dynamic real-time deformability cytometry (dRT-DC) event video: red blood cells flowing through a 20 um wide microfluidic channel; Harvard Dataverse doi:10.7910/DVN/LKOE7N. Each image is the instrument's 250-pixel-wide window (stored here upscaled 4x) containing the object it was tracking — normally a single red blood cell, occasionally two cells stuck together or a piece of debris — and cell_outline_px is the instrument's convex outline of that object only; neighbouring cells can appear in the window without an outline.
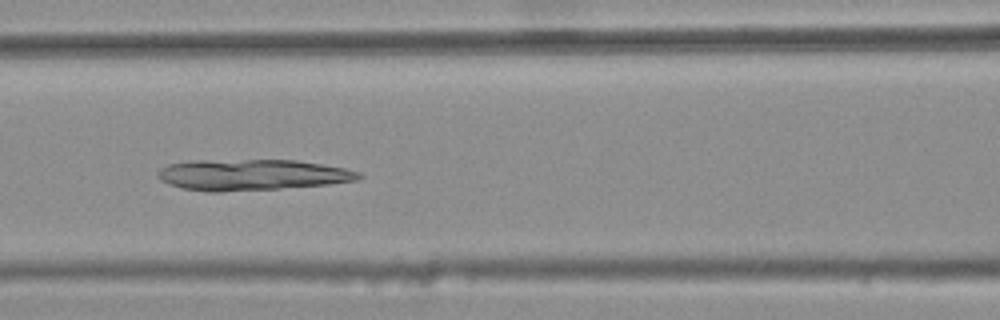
{"species": "common noctule bat (a hibernating species)", "species_latin": "Nyctalus noctula", "temperature_condition": "warm", "stored_images_in_passage": 8, "camera_frame_rate_fps": 3000, "um_per_image_px": 0.085, "animal": {"sex": "female", "body_mass_g": 25.1}, "frame": {"image": 1, "passage_image": 7, "time_ms": 2.0, "image_size_px": [1000, 320], "cell_outline_px": [[364, 176], [360, 180], [328, 184], [280, 188], [220, 192], [208, 192], [180, 188], [168, 184], [160, 180], [156, 176], [156, 172], [160, 168], [168, 164], [192, 160], [296, 160], [344, 168], [360, 172]], "centroid_in_image_um": [21.37, 14.86], "position_along_channel_um": 145.2, "area_um2": 36.59}}
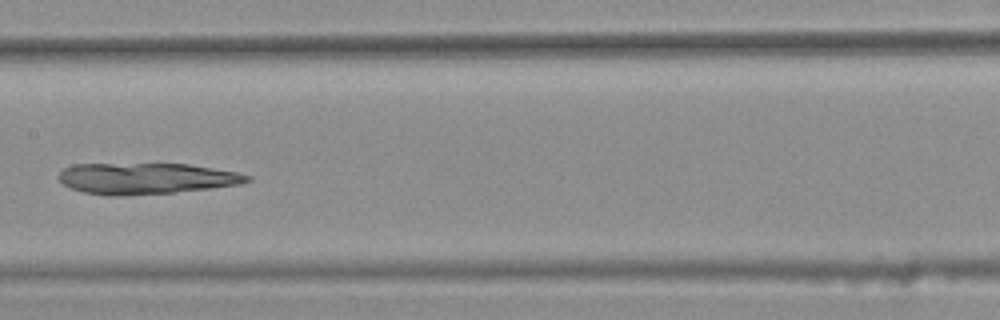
{"frame": {"image": 2, "passage_image": 8, "time_ms": 2.333, "image_size_px": [1000, 320], "cell_outline_px": [[252, 180], [240, 184], [208, 188], [172, 192], [124, 196], [104, 196], [84, 192], [72, 188], [64, 184], [56, 176], [64, 168], [72, 164], [188, 164], [236, 172], [252, 176]], "centroid_in_image_um": [12.38, 15.17], "position_along_channel_um": 195.0, "area_um2": 34.1}}